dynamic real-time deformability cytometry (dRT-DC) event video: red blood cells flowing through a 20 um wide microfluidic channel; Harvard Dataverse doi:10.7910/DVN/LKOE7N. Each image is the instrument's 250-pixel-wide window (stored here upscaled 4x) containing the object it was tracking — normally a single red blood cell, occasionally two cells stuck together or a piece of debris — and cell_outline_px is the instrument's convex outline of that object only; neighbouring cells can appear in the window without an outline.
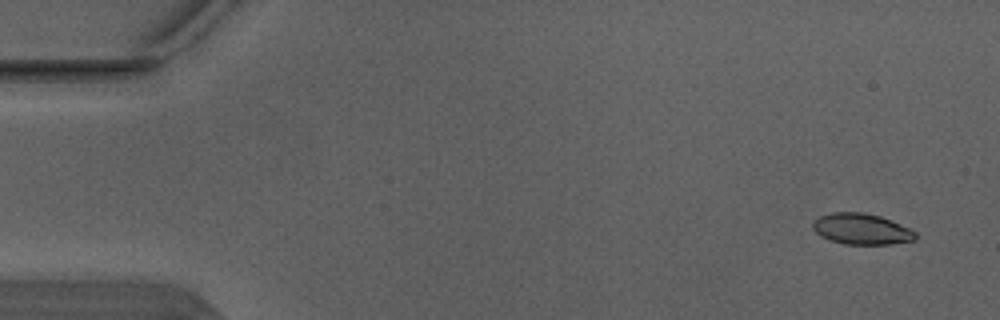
{"species": "Egyptian fruit bat (a non-hibernating species)", "species_latin": "Rousettus aegyptiacus", "temperature_condition": "warm", "stored_images_in_passage": 4, "segment_of_instrument_passage": [2, 2], "camera_frame_rate_fps": 3000, "um_per_image_px": 0.085, "animal": {"sex": "male"}, "frame": {"image": 1, "passage_image": 4, "time_ms": 1.0, "image_size_px": [1000, 320], "cell_outline_px": [[916, 240], [892, 244], [844, 244], [828, 240], [820, 236], [812, 228], [812, 224], [820, 216], [832, 212], [864, 212], [880, 216], [900, 224], [916, 232]], "centroid_in_image_um": [73.22, 19.47], "position_along_channel_um": 11.8, "area_um2": 18.55}}